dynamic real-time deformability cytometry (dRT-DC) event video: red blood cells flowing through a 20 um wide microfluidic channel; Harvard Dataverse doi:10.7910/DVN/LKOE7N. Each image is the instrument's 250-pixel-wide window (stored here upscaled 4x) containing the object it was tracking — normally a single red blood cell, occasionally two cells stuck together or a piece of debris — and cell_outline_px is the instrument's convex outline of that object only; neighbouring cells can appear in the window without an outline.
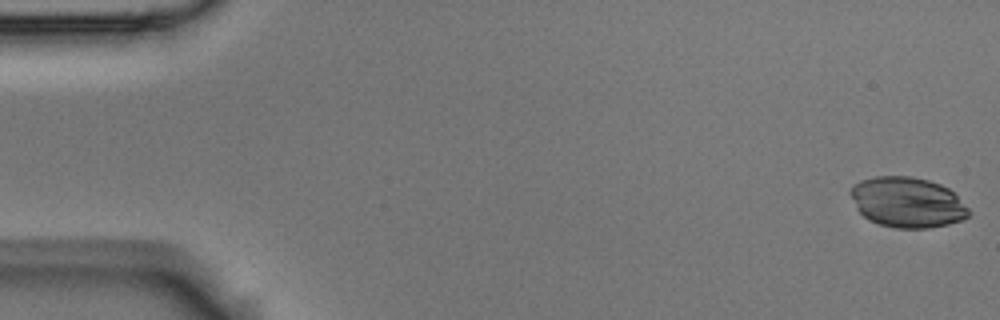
{"species": "Egyptian fruit bat (a non-hibernating species)", "species_latin": "Rousettus aegyptiacus", "temperature_condition": "room temperature", "stored_images_in_passage": 4, "camera_frame_rate_fps": 3000, "um_per_image_px": 0.085, "animal": {"sex": "male"}, "frame": {"image": 1, "passage_image": 1, "time_ms": 0.0, "image_size_px": [1000, 320], "cell_outline_px": [[968, 216], [960, 220], [948, 224], [928, 228], [896, 228], [880, 224], [868, 220], [856, 208], [848, 192], [860, 180], [876, 176], [912, 176], [928, 180], [940, 184], [948, 188], [968, 208]], "centroid_in_image_um": [77.08, 17.19], "position_along_channel_um": 7.9, "area_um2": 34.51}}